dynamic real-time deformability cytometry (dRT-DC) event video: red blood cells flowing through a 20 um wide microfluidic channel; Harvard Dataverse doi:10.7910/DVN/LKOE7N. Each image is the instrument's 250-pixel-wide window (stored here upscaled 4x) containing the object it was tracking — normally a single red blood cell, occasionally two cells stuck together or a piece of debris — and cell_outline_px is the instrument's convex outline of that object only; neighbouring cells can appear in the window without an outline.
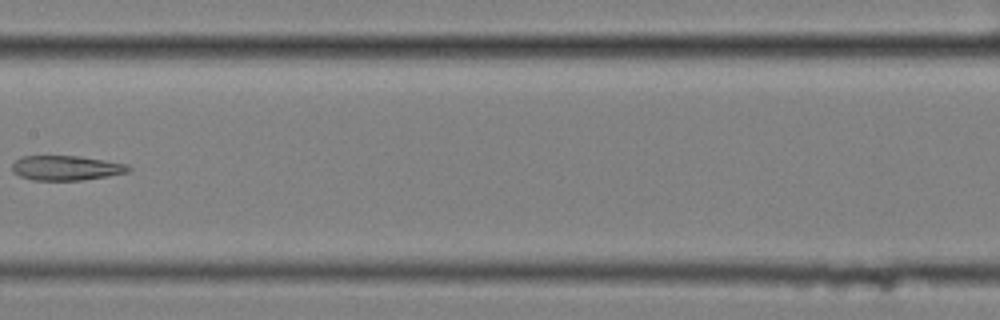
{"species": "common noctule bat (a hibernating species)", "species_latin": "Nyctalus noctula", "temperature_condition": "cold", "stored_images_in_passage": 8, "camera_frame_rate_fps": 3000, "um_per_image_px": 0.085, "animal": {"sex": "female", "body_mass_g": 25.1}, "frame": {"image": 1, "passage_image": 8, "time_ms": 2.333, "image_size_px": [1000, 320], "cell_outline_px": [[132, 168], [128, 172], [108, 176], [80, 180], [32, 180], [20, 176], [12, 172], [12, 164], [16, 160], [24, 156], [80, 156], [128, 164]], "centroid_in_image_um": [5.63, 14.27], "position_along_channel_um": 201.8, "area_um2": 16.76}}